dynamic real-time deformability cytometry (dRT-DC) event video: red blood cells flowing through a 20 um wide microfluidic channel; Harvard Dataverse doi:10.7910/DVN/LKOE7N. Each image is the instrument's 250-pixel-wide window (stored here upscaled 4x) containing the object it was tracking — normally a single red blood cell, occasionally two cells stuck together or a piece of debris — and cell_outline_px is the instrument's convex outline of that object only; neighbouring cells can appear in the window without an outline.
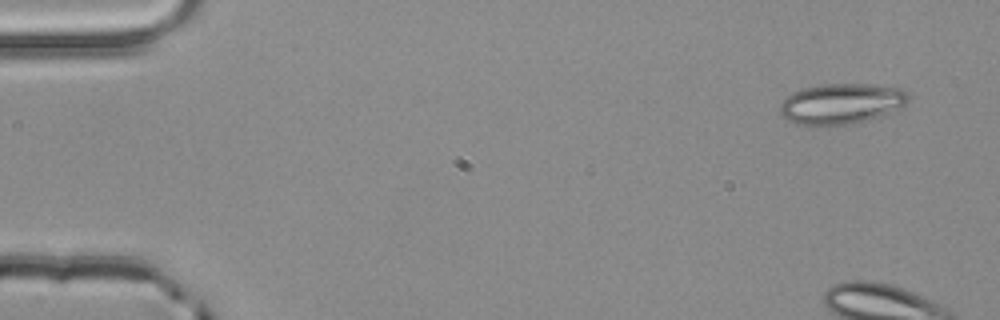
{"species": "common noctule bat (a hibernating species)", "species_latin": "Nyctalus noctula", "temperature_condition": "room temperature", "stored_images_in_passage": 5, "camera_frame_rate_fps": 3000, "um_per_image_px": 0.085, "animal": {"sex": "male", "body_mass_g": 20.4}, "frame": {"image": 1, "passage_image": 1, "time_ms": 0.0, "image_size_px": [1000, 320], "cell_outline_px": [[908, 100], [904, 104], [888, 112], [860, 124], [796, 124], [788, 120], [780, 112], [780, 104], [792, 92], [804, 88], [824, 84], [872, 84], [904, 88], [908, 92]], "centroid_in_image_um": [71.53, 8.8], "position_along_channel_um": 13.5, "area_um2": 30.06}}